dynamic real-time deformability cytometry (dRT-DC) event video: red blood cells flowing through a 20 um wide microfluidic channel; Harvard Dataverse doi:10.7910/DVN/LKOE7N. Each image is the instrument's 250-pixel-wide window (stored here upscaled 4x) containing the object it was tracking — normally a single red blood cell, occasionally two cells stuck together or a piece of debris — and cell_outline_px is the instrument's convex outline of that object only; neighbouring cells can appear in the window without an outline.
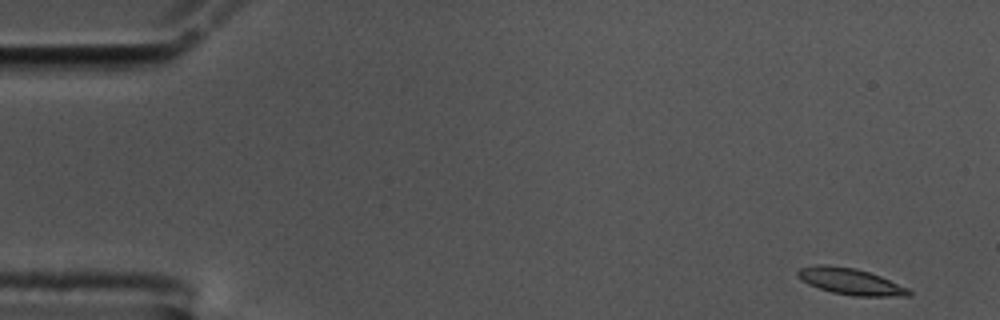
{"species": "common noctule bat (a hibernating species)", "species_latin": "Nyctalus noctula", "temperature_condition": "cold", "stored_images_in_passage": 54, "camera_frame_rate_fps": 3000, "um_per_image_px": 0.085, "animal": {"sex": "male", "body_mass_g": 17.5, "forearm_length_mm": 52.3}, "frame": {"image": 1, "passage_image": 1, "time_ms": 0.0, "image_size_px": [1000, 320], "cell_outline_px": [[912, 296], [856, 296], [832, 292], [808, 284], [796, 276], [796, 272], [800, 268], [816, 264], [828, 264], [856, 268], [880, 276], [908, 288], [912, 292]], "centroid_in_image_um": [72.27, 23.91], "position_along_channel_um": 12.7, "area_um2": 17.11}}
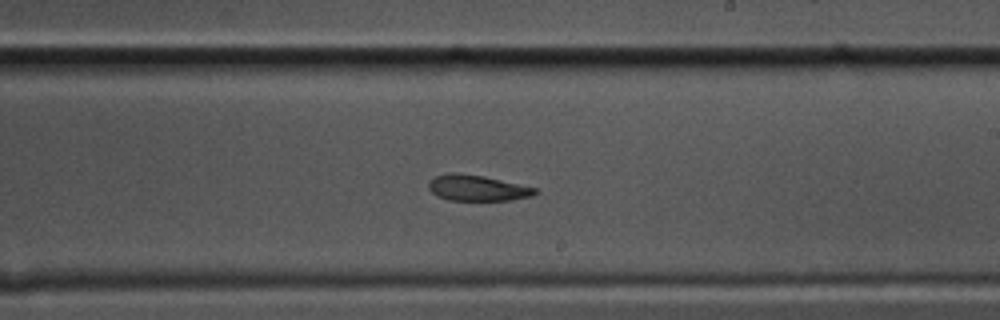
{"frame": {"image": 2, "passage_image": 31, "time_ms": 10.0, "image_size_px": [1000, 320], "cell_outline_px": [[540, 192], [532, 196], [512, 200], [448, 200], [436, 196], [428, 188], [428, 180], [436, 176], [448, 172], [456, 172], [484, 176], [540, 188]], "centroid_in_image_um": [40.6, 15.97], "position_along_channel_um": 248.4, "area_um2": 16.42}}
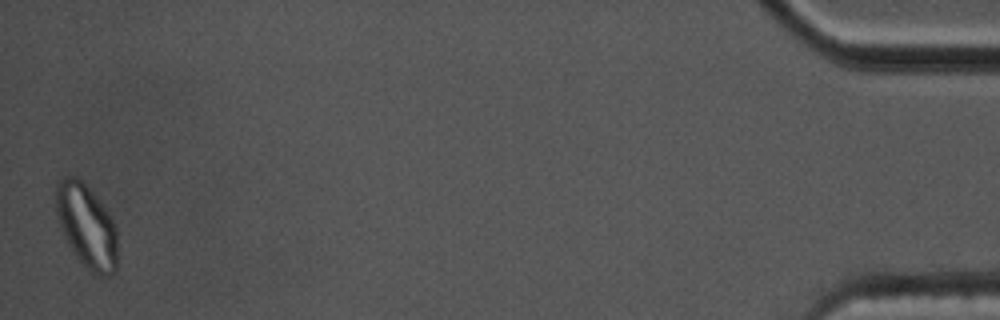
{"frame": {"image": 3, "passage_image": 54, "time_ms": 17.667, "image_size_px": [1000, 320], "cell_outline_px": [[116, 272], [112, 276], [100, 276], [88, 272], [76, 256], [68, 244], [60, 228], [56, 212], [56, 184], [64, 176], [76, 176], [100, 200], [108, 212], [116, 228]], "centroid_in_image_um": [7.36, 19.25], "position_along_channel_um": 427.8, "area_um2": 30.06}, "authors_computed_cell_mechanics": {"area_um2": 16.9932, "velocity_mm_per_s": 3.5395, "shape_relaxation_time_tau1_ms": 5.0285, "shape_relaxation_time_tau2_ms": 4.1449, "deformation_change_tau1": 0.1858, "deformation_change_tau2": 0.1148}}